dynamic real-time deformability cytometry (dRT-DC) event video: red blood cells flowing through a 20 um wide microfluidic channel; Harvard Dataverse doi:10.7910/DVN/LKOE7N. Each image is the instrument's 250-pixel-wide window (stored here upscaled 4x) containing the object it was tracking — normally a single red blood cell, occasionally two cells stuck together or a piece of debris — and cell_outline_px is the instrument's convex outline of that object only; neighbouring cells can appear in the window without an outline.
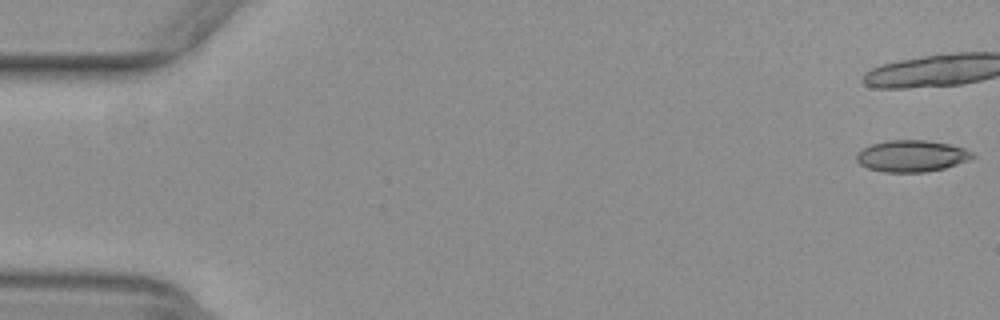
{"species": "common noctule bat (a hibernating species)", "species_latin": "Nyctalus noctula", "temperature_condition": "warm", "stored_images_in_passage": 21, "camera_frame_rate_fps": 3000, "um_per_image_px": 0.085, "animal": {"sex": "female", "body_mass_g": 29.2, "forearm_length_mm": 56.3}, "frame": {"image": 1, "passage_image": 1, "time_ms": 0.0, "image_size_px": [1000, 320], "cell_outline_px": [[976, 156], [968, 160], [944, 168], [924, 172], [884, 172], [868, 168], [860, 164], [856, 160], [856, 156], [864, 148], [872, 144], [888, 140], [928, 140], [948, 144], [964, 148], [972, 152]], "centroid_in_image_um": [77.5, 13.26], "position_along_channel_um": 7.5, "area_um2": 21.15}}